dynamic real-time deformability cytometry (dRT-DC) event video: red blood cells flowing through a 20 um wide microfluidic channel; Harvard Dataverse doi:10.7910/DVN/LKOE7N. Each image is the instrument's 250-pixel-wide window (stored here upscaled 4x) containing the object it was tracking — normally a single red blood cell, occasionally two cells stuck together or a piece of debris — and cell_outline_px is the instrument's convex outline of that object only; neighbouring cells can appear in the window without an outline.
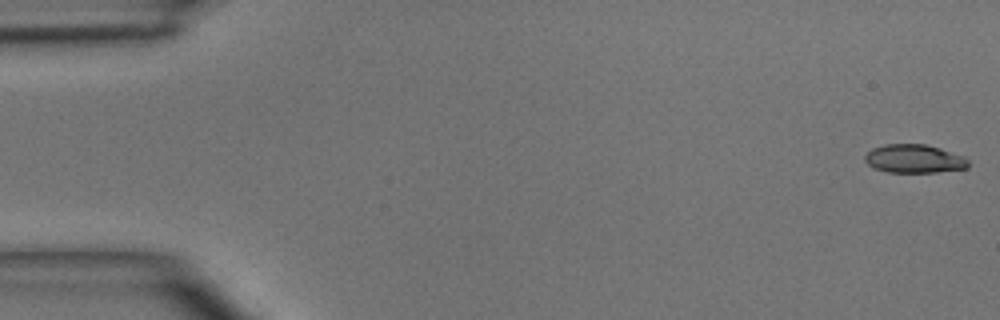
{"species": "common noctule bat (a hibernating species)", "species_latin": "Nyctalus noctula", "temperature_condition": "room temperature", "stored_images_in_passage": 5, "camera_frame_rate_fps": 3000, "um_per_image_px": 0.085, "animal": {"sex": "male", "body_mass_g": 15.6}, "frame": {"image": 1, "passage_image": 1, "time_ms": 0.0, "image_size_px": [1000, 320], "cell_outline_px": [[968, 168], [936, 172], [888, 172], [872, 168], [864, 160], [864, 156], [872, 148], [884, 144], [924, 144], [940, 148], [964, 156], [968, 160]], "centroid_in_image_um": [77.68, 13.49], "position_along_channel_um": 7.3, "area_um2": 17.22}}
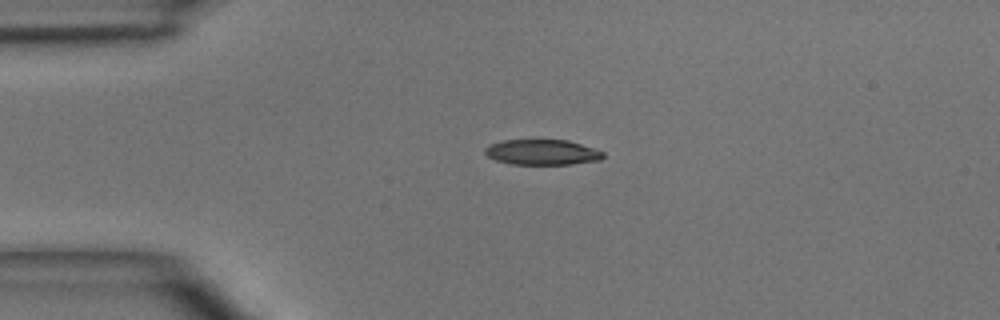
{"frame": {"image": 2, "passage_image": 4, "time_ms": 3.333, "image_size_px": [1000, 320], "cell_outline_px": [[604, 156], [600, 160], [572, 164], [512, 164], [496, 160], [488, 156], [484, 152], [484, 148], [488, 144], [504, 140], [568, 140], [604, 152]], "centroid_in_image_um": [46.06, 12.94], "position_along_channel_um": 38.9, "area_um2": 17.4}}